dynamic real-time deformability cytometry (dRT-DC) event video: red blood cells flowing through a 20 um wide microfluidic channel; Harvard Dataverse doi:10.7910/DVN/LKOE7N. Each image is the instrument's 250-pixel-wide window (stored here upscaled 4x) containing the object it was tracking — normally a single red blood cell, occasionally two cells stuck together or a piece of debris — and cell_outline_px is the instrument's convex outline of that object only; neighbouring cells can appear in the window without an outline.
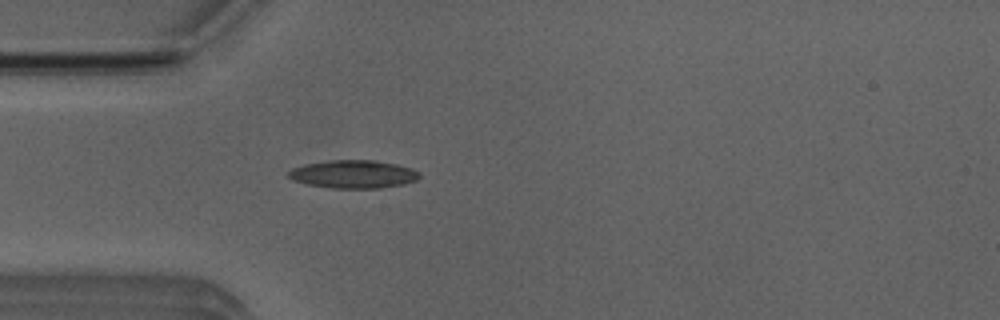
{"species": "Egyptian fruit bat (a non-hibernating species)", "species_latin": "Rousettus aegyptiacus", "temperature_condition": "room temperature", "stored_images_in_passage": 37, "camera_frame_rate_fps": 3000, "um_per_image_px": 0.085, "animal": {"sex": "male"}, "frame": {"image": 1, "passage_image": 1, "time_ms": 0.0, "image_size_px": [1000, 320], "cell_outline_px": [[420, 176], [416, 180], [404, 184], [380, 188], [332, 188], [308, 184], [292, 180], [288, 176], [288, 172], [292, 168], [304, 164], [332, 160], [372, 160], [396, 164], [412, 168], [420, 172]], "centroid_in_image_um": [30.04, 14.8], "position_along_channel_um": 55.0, "area_um2": 21.39}}
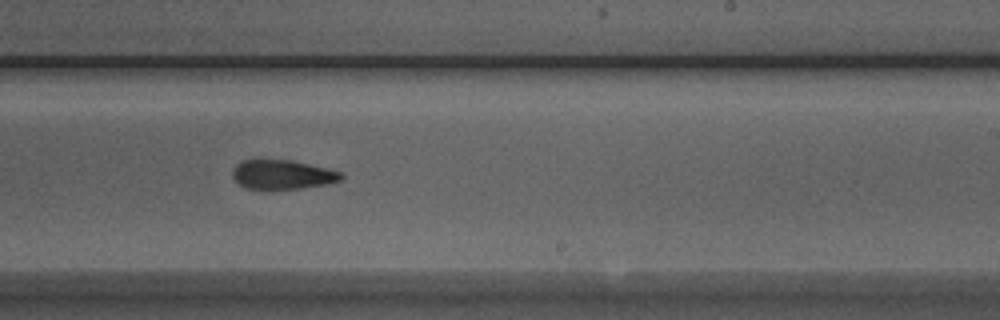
{"frame": {"image": 2, "passage_image": 17, "time_ms": 5.333, "image_size_px": [1000, 320], "cell_outline_px": [[344, 176], [340, 180], [328, 184], [300, 188], [248, 188], [240, 184], [232, 176], [232, 168], [240, 160], [252, 156], [256, 156], [292, 160], [340, 172]], "centroid_in_image_um": [23.9, 14.77], "position_along_channel_um": 265.1, "area_um2": 18.96}}
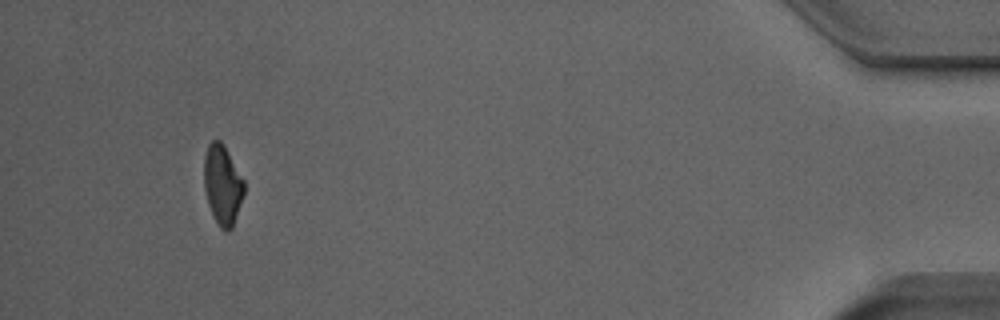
{"frame": {"image": 3, "passage_image": 34, "time_ms": 11.0, "image_size_px": [1000, 320], "cell_outline_px": [[244, 196], [232, 228], [228, 232], [224, 232], [220, 228], [208, 204], [204, 188], [204, 156], [208, 144], [212, 140], [220, 140], [224, 144], [244, 180]], "centroid_in_image_um": [18.92, 15.71], "position_along_channel_um": 416.3, "area_um2": 18.73}, "authors_computed_cell_mechanics": {"area_um2": 19.4786, "velocity_mm_per_s": 4.0189, "shape_relaxation_time_tau1_ms": null, "shape_relaxation_time_tau2_ms": 3.14, "deformation_change_tau1": null, "deformation_change_tau2": 0.108}}